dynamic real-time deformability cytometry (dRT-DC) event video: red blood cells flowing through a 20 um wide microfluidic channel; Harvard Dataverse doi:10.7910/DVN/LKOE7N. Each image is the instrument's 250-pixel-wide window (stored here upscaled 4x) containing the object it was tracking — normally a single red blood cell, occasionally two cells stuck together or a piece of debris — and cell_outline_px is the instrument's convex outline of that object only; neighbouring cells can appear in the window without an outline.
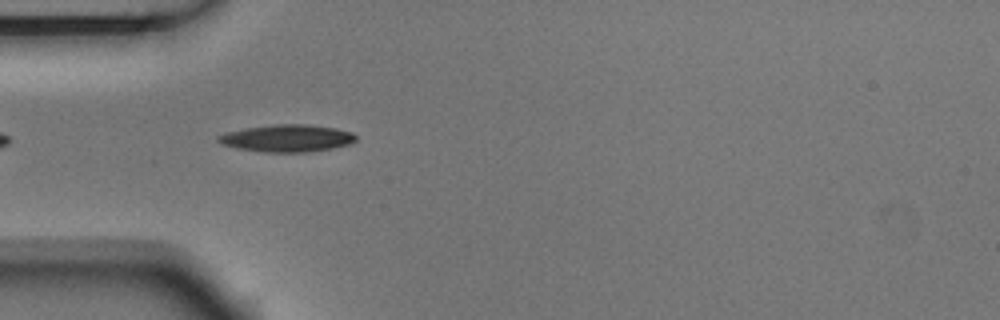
{"species": "Egyptian fruit bat (a non-hibernating species)", "species_latin": "Rousettus aegyptiacus", "temperature_condition": "room temperature", "stored_images_in_passage": 5, "camera_frame_rate_fps": 3000, "um_per_image_px": 0.085, "animal": {"sex": "male"}, "frame": {"image": 1, "passage_image": 4, "time_ms": 1.0, "image_size_px": [1000, 320], "cell_outline_px": [[356, 140], [348, 144], [332, 148], [308, 152], [264, 152], [240, 148], [224, 144], [216, 140], [216, 136], [228, 132], [244, 128], [276, 124], [308, 124], [336, 128], [352, 132], [356, 136]], "centroid_in_image_um": [24.42, 11.74], "position_along_channel_um": 60.6, "area_um2": 21.68}}
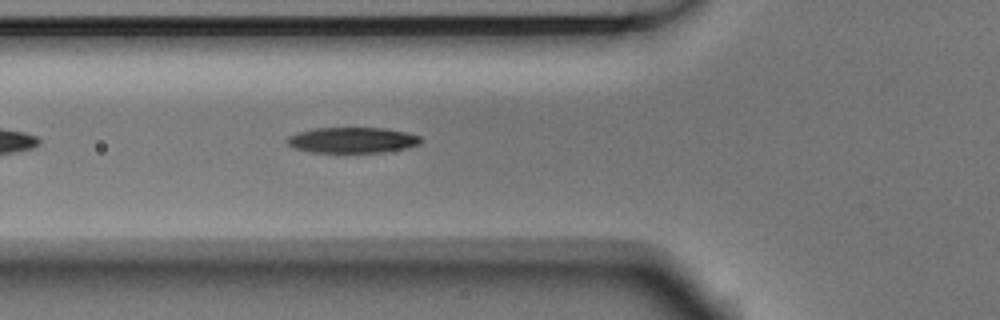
{"frame": {"image": 2, "passage_image": 5, "time_ms": 1.333, "image_size_px": [1000, 320], "cell_outline_px": [[420, 144], [404, 148], [384, 152], [344, 156], [308, 152], [296, 148], [288, 144], [284, 140], [288, 136], [296, 132], [312, 128], [384, 128], [404, 132], [420, 136]], "centroid_in_image_um": [29.85, 11.96], "position_along_channel_um": 95.9, "area_um2": 21.04}}